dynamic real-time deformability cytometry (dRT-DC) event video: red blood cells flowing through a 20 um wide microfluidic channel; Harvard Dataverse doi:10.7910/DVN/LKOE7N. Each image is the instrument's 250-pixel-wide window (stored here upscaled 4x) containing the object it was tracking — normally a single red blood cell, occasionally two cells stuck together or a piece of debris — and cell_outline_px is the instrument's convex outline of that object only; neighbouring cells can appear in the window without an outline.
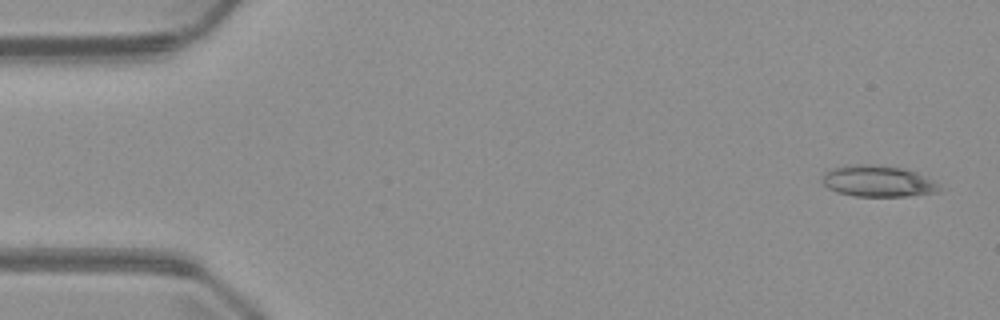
{"species": "common noctule bat (a hibernating species)", "species_latin": "Nyctalus noctula", "temperature_condition": "warm", "stored_images_in_passage": 4, "camera_frame_rate_fps": 3000, "um_per_image_px": 0.085, "animal": {"sex": "male", "body_mass_g": 23.1, "forearm_length_mm": 52.7}, "frame": {"image": 1, "passage_image": 1, "time_ms": 0.0, "image_size_px": [1000, 320], "cell_outline_px": [[944, 188], [936, 192], [908, 196], [852, 196], [836, 192], [828, 188], [820, 180], [824, 172], [832, 168], [848, 164], [872, 164], [904, 168], [916, 172], [936, 180]], "centroid_in_image_um": [74.63, 15.39], "position_along_channel_um": 10.4, "area_um2": 21.85}}
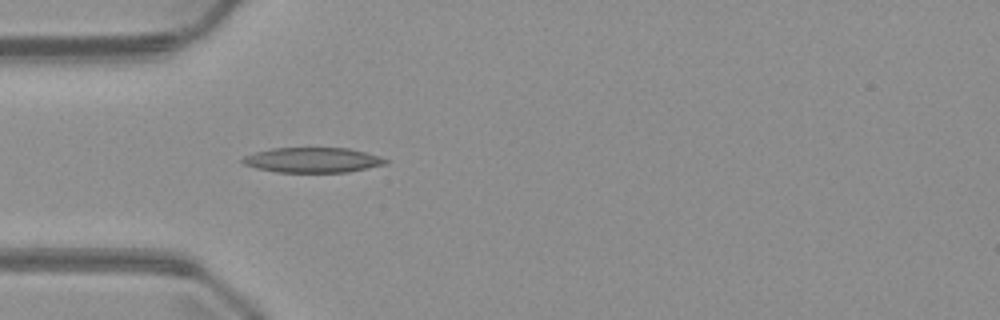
{"frame": {"image": 2, "passage_image": 4, "time_ms": 4.333, "image_size_px": [1000, 320], "cell_outline_px": [[388, 164], [348, 172], [276, 172], [256, 168], [244, 164], [240, 160], [244, 156], [256, 152], [272, 148], [348, 148], [380, 156], [388, 160]], "centroid_in_image_um": [26.58, 13.61], "position_along_channel_um": 58.4, "area_um2": 20.87}}